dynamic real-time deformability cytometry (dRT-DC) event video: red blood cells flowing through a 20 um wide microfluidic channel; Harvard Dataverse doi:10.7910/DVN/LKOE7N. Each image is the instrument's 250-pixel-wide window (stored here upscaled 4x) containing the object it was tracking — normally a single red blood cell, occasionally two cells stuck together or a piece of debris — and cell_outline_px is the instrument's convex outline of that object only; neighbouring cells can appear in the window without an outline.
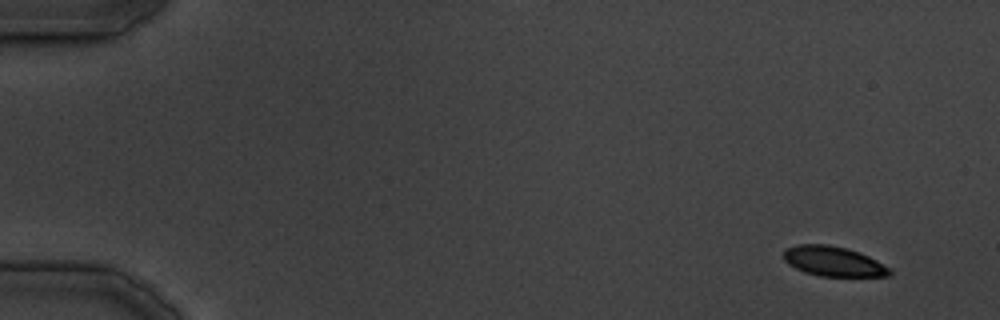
{"species": "common noctule bat (a hibernating species)", "species_latin": "Nyctalus noctula", "temperature_condition": "cold", "stored_images_in_passage": 13, "camera_frame_rate_fps": 3000, "um_per_image_px": 0.085, "animal": {"sex": "male", "body_mass_g": 19.5, "forearm_length_mm": 54.6}, "frame": {"image": 1, "passage_image": 2, "time_ms": 1.333, "image_size_px": [1000, 320], "cell_outline_px": [[892, 272], [888, 276], [820, 276], [804, 272], [788, 264], [784, 260], [784, 248], [796, 244], [828, 244], [848, 248], [860, 252], [892, 268]], "centroid_in_image_um": [70.84, 22.2], "position_along_channel_um": 14.2, "area_um2": 18.67}}
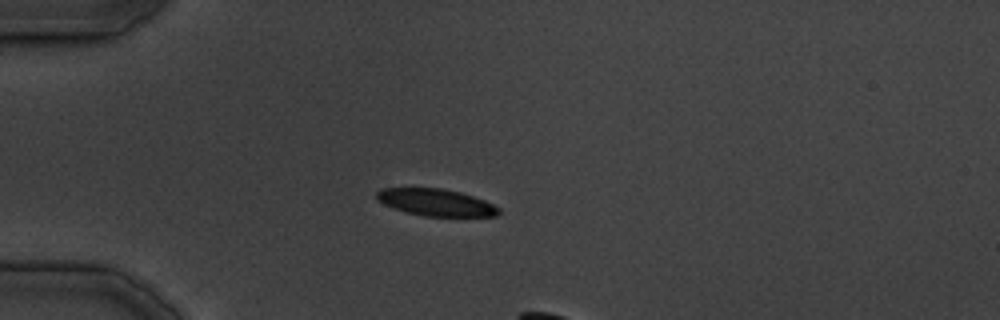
{"frame": {"image": 2, "passage_image": 10, "time_ms": 11.333, "image_size_px": [1000, 320], "cell_outline_px": [[500, 212], [496, 216], [424, 216], [408, 212], [384, 204], [376, 200], [376, 192], [380, 188], [440, 188], [460, 192], [484, 200], [500, 208]], "centroid_in_image_um": [37.04, 17.2], "position_along_channel_um": 48.0, "area_um2": 19.02}}